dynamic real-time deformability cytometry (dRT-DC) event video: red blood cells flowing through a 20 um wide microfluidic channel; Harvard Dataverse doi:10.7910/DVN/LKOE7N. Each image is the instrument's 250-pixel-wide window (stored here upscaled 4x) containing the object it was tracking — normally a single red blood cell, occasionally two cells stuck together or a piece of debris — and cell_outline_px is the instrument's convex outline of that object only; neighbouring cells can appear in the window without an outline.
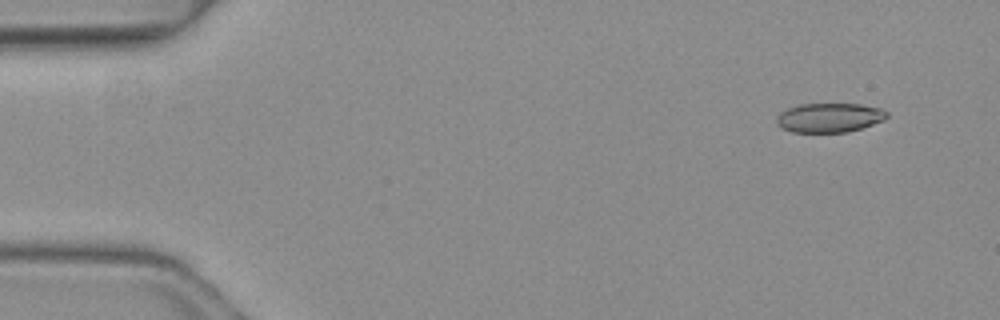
{"species": "common noctule bat (a hibernating species)", "species_latin": "Nyctalus noctula", "temperature_condition": "warm", "stored_images_in_passage": 4, "camera_frame_rate_fps": 3000, "um_per_image_px": 0.085, "animal": {"sex": "female", "body_mass_g": 19.3, "forearm_length_mm": 54.1}, "frame": {"image": 1, "passage_image": 1, "time_ms": 0.0, "image_size_px": [1000, 320], "cell_outline_px": [[888, 116], [884, 120], [848, 132], [792, 132], [780, 128], [776, 124], [776, 116], [780, 112], [796, 104], [860, 104], [880, 108], [888, 112]], "centroid_in_image_um": [70.45, 10.0], "position_along_channel_um": 14.5, "area_um2": 18.96}}
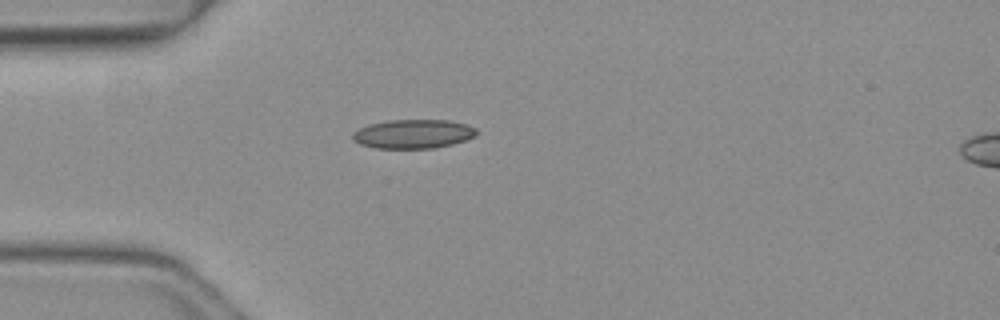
{"frame": {"image": 2, "passage_image": 4, "time_ms": 1.0, "image_size_px": [1000, 320], "cell_outline_px": [[476, 136], [452, 144], [436, 148], [376, 148], [360, 144], [352, 140], [352, 132], [368, 124], [388, 120], [448, 120], [464, 124], [476, 128]], "centroid_in_image_um": [35.09, 11.38], "position_along_channel_um": 49.9, "area_um2": 20.92}}